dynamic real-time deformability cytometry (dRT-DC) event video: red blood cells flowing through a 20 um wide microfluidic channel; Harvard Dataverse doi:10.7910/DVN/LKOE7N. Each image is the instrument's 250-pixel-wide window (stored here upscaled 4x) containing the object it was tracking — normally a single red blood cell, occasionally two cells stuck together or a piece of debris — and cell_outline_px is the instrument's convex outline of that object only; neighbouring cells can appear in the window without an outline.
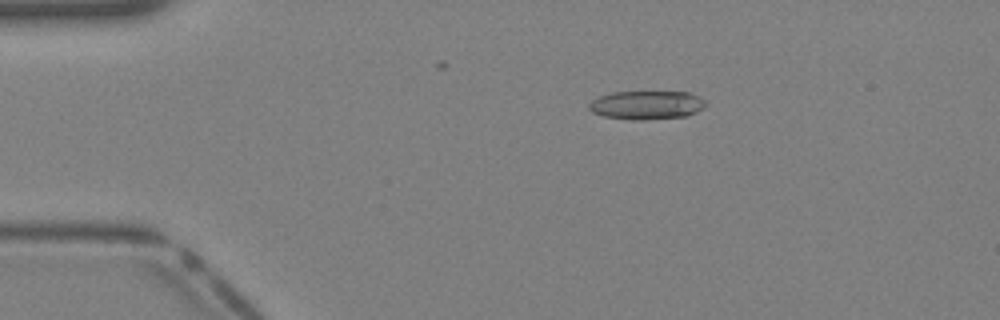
{"species": "Egyptian fruit bat (a non-hibernating species)", "species_latin": "Rousettus aegyptiacus", "temperature_condition": "warm", "stored_images_in_passage": 37, "camera_frame_rate_fps": 3000, "um_per_image_px": 0.085, "animal": {"sex": "female"}, "frame": {"image": 1, "passage_image": 5, "time_ms": 1.333, "image_size_px": [1000, 320], "cell_outline_px": [[704, 108], [696, 112], [684, 116], [644, 120], [632, 120], [604, 116], [592, 112], [588, 108], [588, 104], [592, 100], [600, 96], [612, 92], [688, 92], [700, 96], [704, 100]], "centroid_in_image_um": [54.95, 8.93], "position_along_channel_um": 30.1, "area_um2": 19.42}}
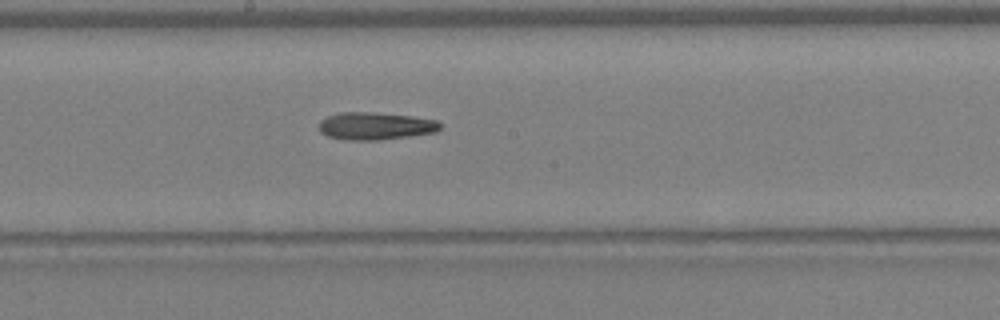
{"frame": {"image": 2, "passage_image": 19, "time_ms": 6.0, "image_size_px": [1000, 320], "cell_outline_px": [[440, 128], [436, 132], [408, 136], [376, 140], [348, 140], [328, 136], [320, 132], [320, 120], [328, 116], [340, 112], [372, 112], [412, 116], [436, 120], [440, 124]], "centroid_in_image_um": [31.89, 10.7], "position_along_channel_um": 216.3, "area_um2": 19.25}}
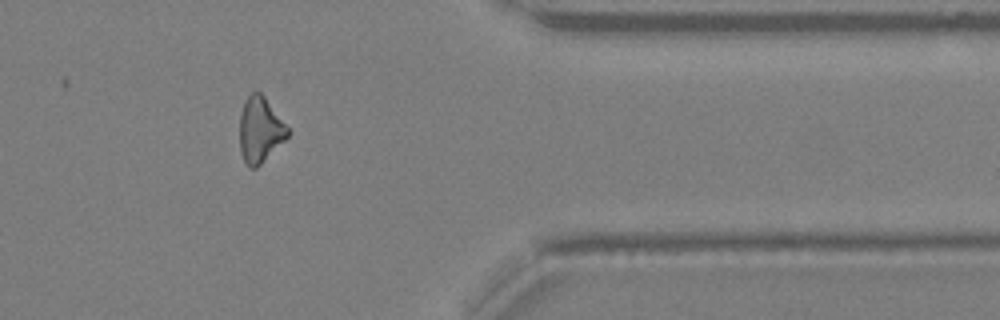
{"frame": {"image": 3, "passage_image": 30, "time_ms": 9.667, "image_size_px": [1000, 320], "cell_outline_px": [[292, 132], [256, 168], [248, 168], [240, 152], [240, 116], [244, 100], [252, 92], [260, 92], [264, 96]], "centroid_in_image_um": [22.1, 11.03], "position_along_channel_um": 389.3, "area_um2": 18.21}}